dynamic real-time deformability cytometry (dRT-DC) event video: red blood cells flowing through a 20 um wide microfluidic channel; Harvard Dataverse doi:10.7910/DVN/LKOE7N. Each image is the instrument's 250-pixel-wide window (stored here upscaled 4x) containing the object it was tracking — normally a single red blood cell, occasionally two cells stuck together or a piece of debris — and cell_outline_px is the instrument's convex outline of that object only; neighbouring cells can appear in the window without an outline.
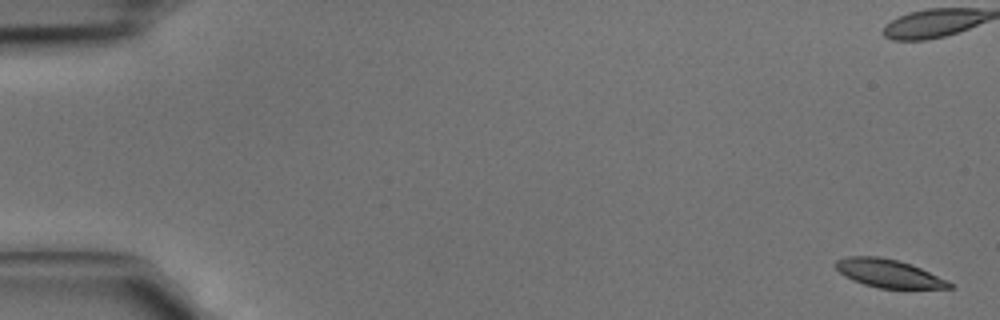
{"species": "common noctule bat (a hibernating species)", "species_latin": "Nyctalus noctula", "temperature_condition": "cold", "stored_images_in_passage": 5, "camera_frame_rate_fps": 3000, "um_per_image_px": 0.085, "animal": {"sex": "male", "body_mass_g": 15.6}, "frame": {"image": 1, "passage_image": 1, "time_ms": 0.0, "image_size_px": [1000, 320], "cell_outline_px": [[956, 288], [880, 288], [864, 284], [852, 280], [844, 276], [832, 264], [836, 260], [848, 256], [880, 256], [900, 260], [912, 264], [948, 280]], "centroid_in_image_um": [75.52, 23.22], "position_along_channel_um": 9.5, "area_um2": 18.84}}